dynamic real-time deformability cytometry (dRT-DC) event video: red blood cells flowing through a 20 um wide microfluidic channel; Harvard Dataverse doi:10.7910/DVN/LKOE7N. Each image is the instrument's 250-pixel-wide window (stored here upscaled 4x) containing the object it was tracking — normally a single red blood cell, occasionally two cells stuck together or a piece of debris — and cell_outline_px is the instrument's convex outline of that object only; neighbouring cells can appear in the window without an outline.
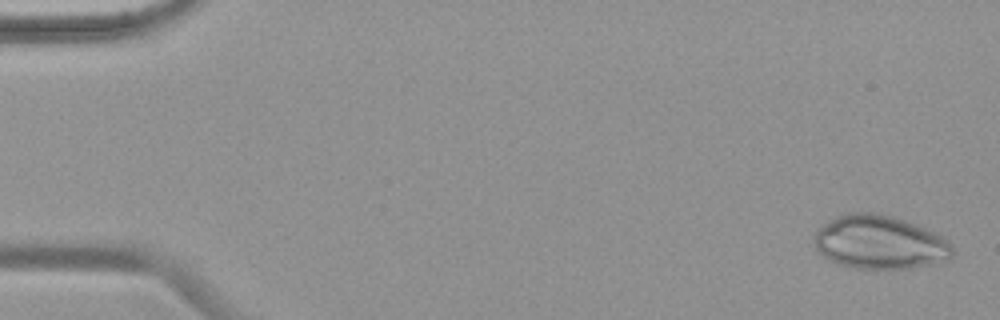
{"species": "common noctule bat (a hibernating species)", "species_latin": "Nyctalus noctula", "temperature_condition": "warm", "stored_images_in_passage": 54, "camera_frame_rate_fps": 3000, "um_per_image_px": 0.085, "animal": {"sex": "female", "body_mass_g": 19.9}, "frame": {"image": 1, "passage_image": 2, "time_ms": 0.333, "image_size_px": [1000, 320], "cell_outline_px": [[956, 252], [948, 260], [932, 264], [912, 268], [856, 268], [836, 264], [824, 256], [816, 248], [812, 236], [824, 224], [836, 216], [848, 212], [876, 212], [892, 216], [916, 224], [944, 236], [952, 244]], "centroid_in_image_um": [74.81, 20.59], "position_along_channel_um": 10.2, "area_um2": 43.58}}
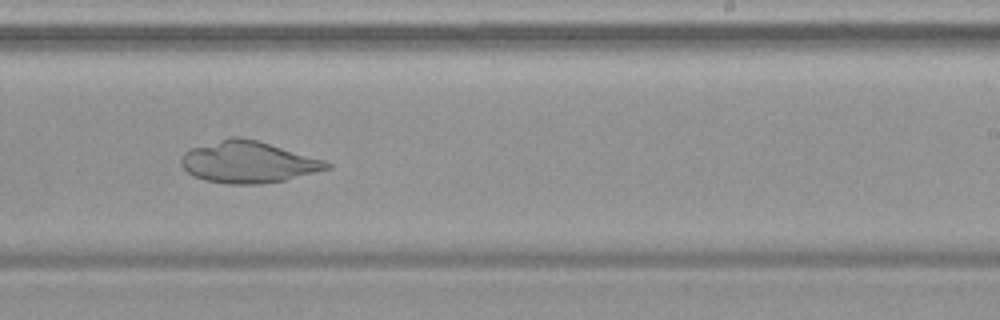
{"frame": {"image": 2, "passage_image": 34, "time_ms": 11.0, "image_size_px": [1000, 320], "cell_outline_px": [[332, 168], [284, 180], [260, 184], [228, 184], [204, 180], [192, 176], [180, 164], [180, 156], [184, 152], [192, 148], [228, 136], [240, 136], [256, 140], [324, 160], [332, 164]], "centroid_in_image_um": [21.05, 13.77], "position_along_channel_um": 267.9, "area_um2": 35.32}}
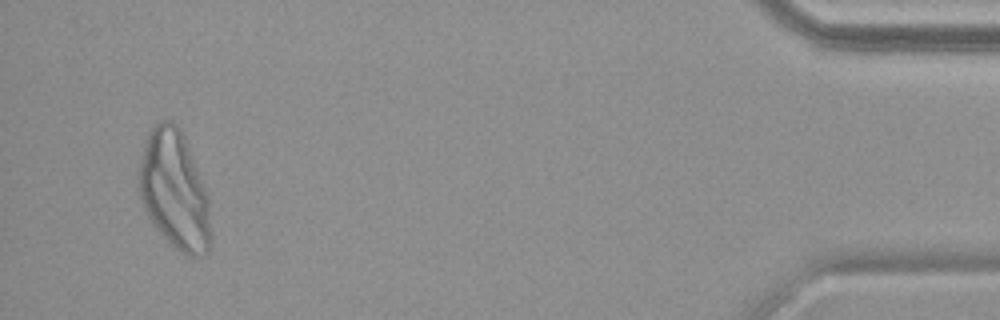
{"frame": {"image": 3, "passage_image": 52, "time_ms": 17.0, "image_size_px": [1000, 320], "cell_outline_px": [[212, 244], [208, 252], [200, 256], [188, 256], [176, 248], [152, 224], [140, 200], [136, 176], [144, 144], [148, 132], [160, 120], [172, 120], [180, 128], [184, 136], [208, 196], [212, 236]], "centroid_in_image_um": [14.81, 16.17], "position_along_channel_um": 420.4, "area_um2": 50.05}}